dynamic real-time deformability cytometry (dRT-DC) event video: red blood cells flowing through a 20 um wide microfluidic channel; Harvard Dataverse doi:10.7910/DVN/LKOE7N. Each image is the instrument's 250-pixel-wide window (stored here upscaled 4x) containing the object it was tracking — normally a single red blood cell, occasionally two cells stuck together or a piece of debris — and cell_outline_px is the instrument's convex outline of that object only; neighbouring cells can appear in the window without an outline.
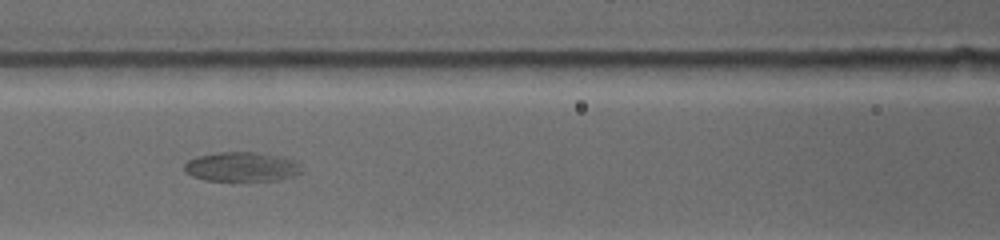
{"species": "common noctule bat (a hibernating species)", "species_latin": "Nyctalus noctula", "temperature_condition": "warm", "stored_images_in_passage": 45, "camera_frame_rate_fps": 4500, "um_per_image_px": 0.085, "animal": {"sex": "female", "body_mass_g": 19.0, "forearm_length_mm": 53.3}, "frame": {"image": 1, "passage_image": 13, "time_ms": 4.667, "image_size_px": [1000, 240], "cell_outline_px": [[304, 172], [280, 180], [204, 180], [192, 176], [184, 172], [184, 164], [188, 160], [196, 156], [216, 152], [260, 152], [296, 160], [300, 164]], "centroid_in_image_um": [20.55, 14.17], "position_along_channel_um": 146.0, "area_um2": 20.35}}
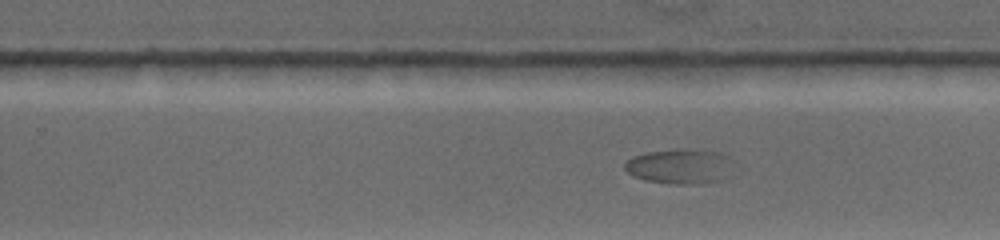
{"frame": {"image": 2, "passage_image": 23, "time_ms": 8.222, "image_size_px": [1000, 240], "cell_outline_px": [[728, 156], [716, 180], [700, 184], [676, 184], [644, 180], [632, 176], [624, 168], [624, 164], [632, 156], [648, 152], [676, 148], [680, 148], [720, 152]], "centroid_in_image_um": [57.55, 14.11], "position_along_channel_um": 272.3, "area_um2": 21.04}}
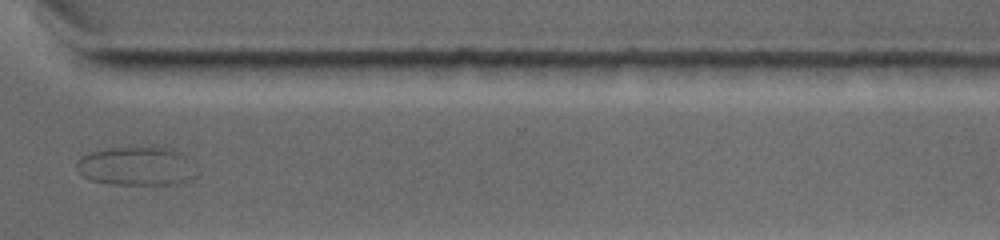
{"frame": {"image": 3, "passage_image": 29, "time_ms": 10.667, "image_size_px": [1000, 240], "cell_outline_px": [[196, 176], [184, 184], [112, 184], [88, 180], [80, 176], [76, 164], [76, 160], [80, 156], [88, 152], [104, 148], [128, 144], [156, 144], [172, 148], [184, 152], [192, 156]], "centroid_in_image_um": [11.65, 14.04], "position_along_channel_um": 359.0, "area_um2": 29.25}}